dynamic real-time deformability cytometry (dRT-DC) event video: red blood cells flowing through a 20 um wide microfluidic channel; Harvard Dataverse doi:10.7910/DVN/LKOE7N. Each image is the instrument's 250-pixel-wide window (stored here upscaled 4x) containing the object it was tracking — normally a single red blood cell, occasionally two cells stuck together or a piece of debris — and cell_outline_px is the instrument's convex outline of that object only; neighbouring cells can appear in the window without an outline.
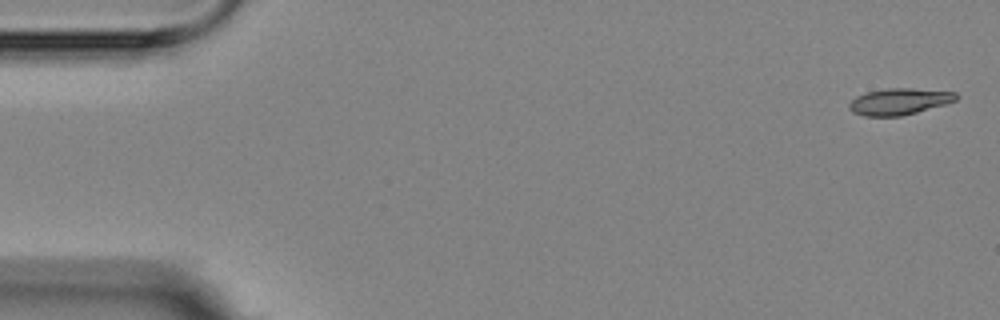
{"species": "Egyptian fruit bat (a non-hibernating species)", "species_latin": "Rousettus aegyptiacus", "temperature_condition": "room temperature", "stored_images_in_passage": 5, "camera_frame_rate_fps": 3000, "um_per_image_px": 0.085, "animal": {"sex": "female"}, "frame": {"image": 1, "passage_image": 1, "time_ms": 0.0, "image_size_px": [1000, 320], "cell_outline_px": [[960, 96], [956, 100], [944, 104], [916, 112], [900, 116], [864, 116], [852, 112], [848, 108], [848, 104], [856, 96], [868, 92], [888, 88], [912, 88], [956, 92]], "centroid_in_image_um": [76.43, 8.62], "position_along_channel_um": 8.6, "area_um2": 16.42}}
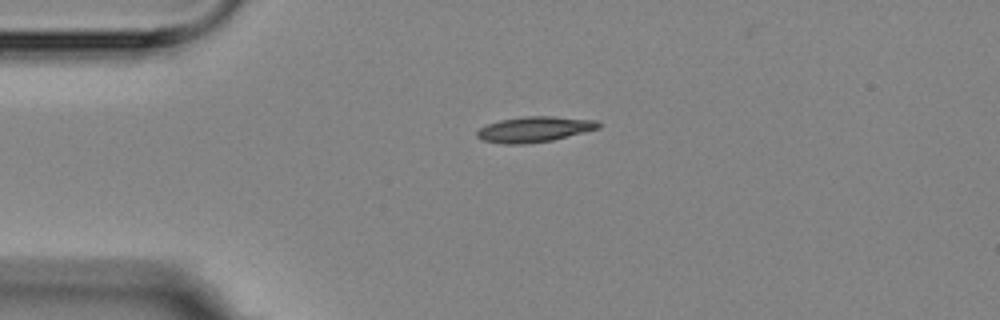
{"frame": {"image": 2, "passage_image": 4, "time_ms": 3.667, "image_size_px": [1000, 320], "cell_outline_px": [[600, 128], [552, 140], [524, 144], [504, 144], [484, 140], [476, 136], [476, 132], [480, 128], [488, 124], [500, 120], [524, 116], [552, 116], [596, 120], [600, 124]], "centroid_in_image_um": [45.42, 10.98], "position_along_channel_um": 39.6, "area_um2": 17.92}}